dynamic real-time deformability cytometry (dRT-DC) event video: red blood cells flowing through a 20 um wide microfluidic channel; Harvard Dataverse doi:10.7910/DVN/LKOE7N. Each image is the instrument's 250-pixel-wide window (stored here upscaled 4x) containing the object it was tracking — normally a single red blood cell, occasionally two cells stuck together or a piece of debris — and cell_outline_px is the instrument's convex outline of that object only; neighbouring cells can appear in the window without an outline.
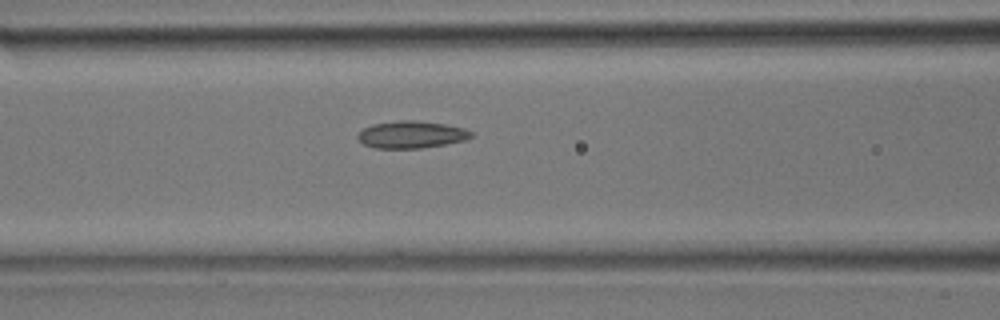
{"species": "common noctule bat (a hibernating species)", "species_latin": "Nyctalus noctula", "temperature_condition": "room temperature", "stored_images_in_passage": 10, "camera_frame_rate_fps": 3000, "um_per_image_px": 0.085, "animal": {"sex": "male", "body_mass_g": 17.9}, "frame": {"image": 1, "passage_image": 9, "time_ms": 2.667, "image_size_px": [1000, 320], "cell_outline_px": [[472, 136], [464, 140], [444, 144], [420, 148], [376, 148], [364, 144], [356, 136], [364, 128], [372, 124], [400, 120], [416, 120], [444, 124], [464, 128], [472, 132]], "centroid_in_image_um": [34.95, 11.43], "position_along_channel_um": 131.6, "area_um2": 17.74}}